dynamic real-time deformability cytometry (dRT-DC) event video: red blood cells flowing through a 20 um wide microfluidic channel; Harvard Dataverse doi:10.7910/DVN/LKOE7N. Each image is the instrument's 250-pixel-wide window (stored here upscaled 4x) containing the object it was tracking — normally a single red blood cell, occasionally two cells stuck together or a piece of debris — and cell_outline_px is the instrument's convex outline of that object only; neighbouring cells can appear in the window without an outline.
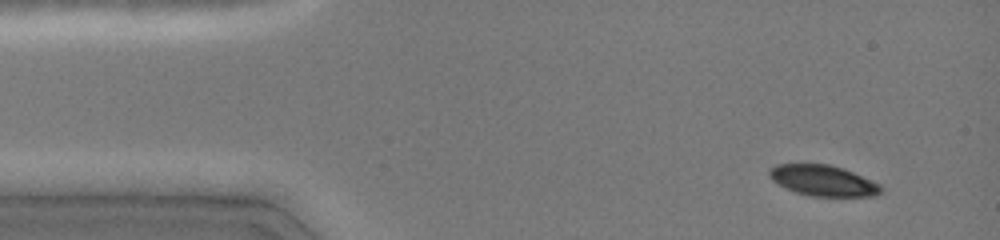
{"species": "common noctule bat (a hibernating species)", "species_latin": "Nyctalus noctula", "temperature_condition": "cold", "stored_images_in_passage": 5, "camera_frame_rate_fps": 3000, "um_per_image_px": 0.085, "animal": {"sex": "female", "body_mass_g": 19.0, "forearm_length_mm": 51.5}, "frame": {"image": 1, "passage_image": 1, "time_ms": 0.0, "image_size_px": [1000, 240], "cell_outline_px": [[880, 192], [876, 196], [808, 196], [796, 192], [776, 184], [768, 176], [768, 168], [776, 164], [828, 164], [844, 168], [880, 184]], "centroid_in_image_um": [69.9, 15.34], "position_along_channel_um": 15.1, "area_um2": 20.11}}
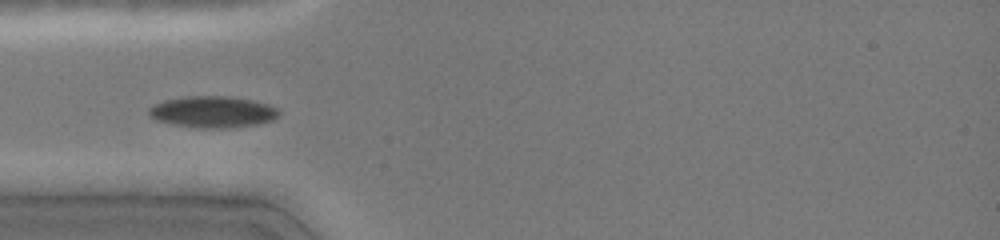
{"frame": {"image": 2, "passage_image": 4, "time_ms": 3.333, "image_size_px": [1000, 240], "cell_outline_px": [[280, 116], [272, 120], [256, 124], [224, 128], [204, 128], [172, 124], [156, 120], [148, 116], [148, 108], [164, 100], [188, 96], [232, 96], [252, 100], [268, 104], [276, 108], [280, 112]], "centroid_in_image_um": [18.08, 9.5], "position_along_channel_um": 66.9, "area_um2": 23.81}}